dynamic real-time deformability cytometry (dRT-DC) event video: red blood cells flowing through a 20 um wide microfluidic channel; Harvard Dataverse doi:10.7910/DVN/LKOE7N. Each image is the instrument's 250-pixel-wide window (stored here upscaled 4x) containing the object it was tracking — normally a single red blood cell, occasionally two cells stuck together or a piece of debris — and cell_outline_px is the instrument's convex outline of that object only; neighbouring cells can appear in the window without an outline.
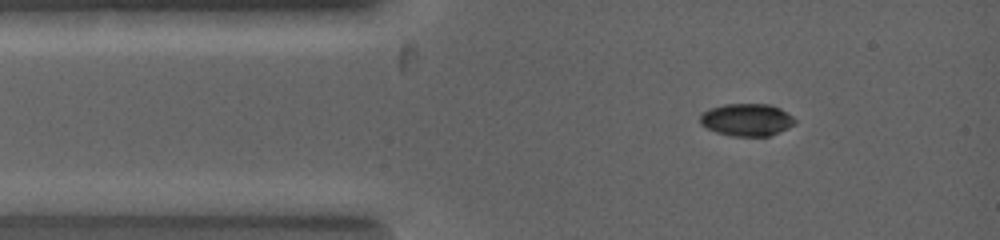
{"species": "common noctule bat (a hibernating species)", "species_latin": "Nyctalus noctula", "temperature_condition": "warm", "stored_images_in_passage": 4, "camera_frame_rate_fps": 5000, "um_per_image_px": 0.085, "animal": {"sex": "female", "body_mass_g": 19.0, "forearm_length_mm": 53.3}, "frame": {"image": 1, "passage_image": 1, "time_ms": 0.0, "image_size_px": [1000, 240], "cell_outline_px": [[796, 124], [788, 128], [768, 136], [732, 136], [716, 132], [700, 124], [700, 116], [708, 108], [724, 104], [768, 104], [780, 108], [792, 116], [796, 120]], "centroid_in_image_um": [63.47, 10.18], "position_along_channel_um": 21.5, "area_um2": 17.92}}